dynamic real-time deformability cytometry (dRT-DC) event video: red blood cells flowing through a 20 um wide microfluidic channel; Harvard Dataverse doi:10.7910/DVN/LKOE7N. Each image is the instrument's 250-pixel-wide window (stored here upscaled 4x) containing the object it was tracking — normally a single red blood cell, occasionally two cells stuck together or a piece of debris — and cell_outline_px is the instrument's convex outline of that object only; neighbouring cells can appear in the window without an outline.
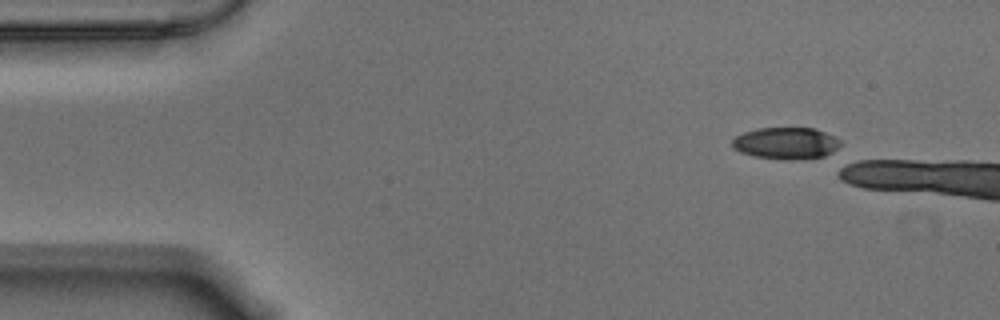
{"species": "Egyptian fruit bat (a non-hibernating species)", "species_latin": "Rousettus aegyptiacus", "temperature_condition": "warm", "stored_images_in_passage": 6, "camera_frame_rate_fps": 3000, "um_per_image_px": 0.085, "animal": {"sex": "male"}, "frame": {"image": 1, "passage_image": 1, "time_ms": 0.0, "image_size_px": [1000, 320], "cell_outline_px": [[840, 144], [832, 152], [824, 156], [792, 160], [784, 160], [752, 156], [740, 152], [732, 148], [732, 140], [736, 136], [744, 132], [756, 128], [816, 128], [840, 140]], "centroid_in_image_um": [66.76, 12.18], "position_along_channel_um": 18.2, "area_um2": 20.06}}